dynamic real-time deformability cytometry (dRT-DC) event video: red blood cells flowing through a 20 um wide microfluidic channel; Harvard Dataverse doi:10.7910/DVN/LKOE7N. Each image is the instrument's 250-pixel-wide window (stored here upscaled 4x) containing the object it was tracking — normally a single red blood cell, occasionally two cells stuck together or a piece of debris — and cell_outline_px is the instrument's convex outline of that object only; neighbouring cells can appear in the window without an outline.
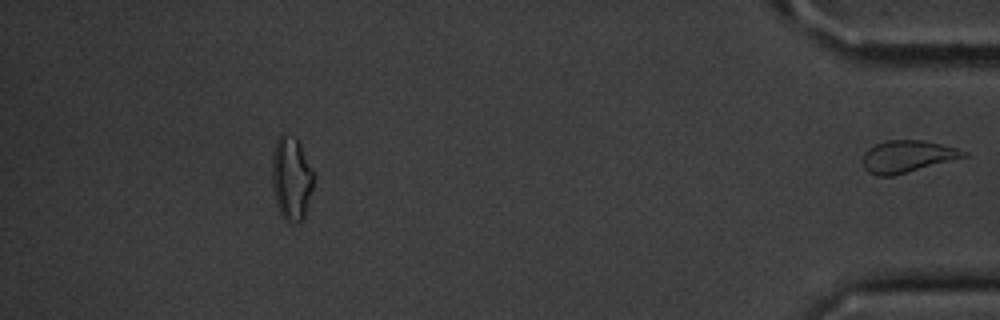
{"species": "common noctule bat (a hibernating species)", "species_latin": "Nyctalus noctula", "temperature_condition": "cold", "stored_images_in_passage": 50, "segment_of_instrument_passage": [2, 2], "camera_frame_rate_fps": 3000, "um_per_image_px": 0.085, "animal": {"sex": "male", "body_mass_g": 20.1, "forearm_length_mm": 53.5}, "frame": {"image": 1, "passage_image": 50, "time_ms": 16.333, "image_size_px": [1000, 320], "cell_outline_px": [[968, 156], [892, 176], [876, 176], [868, 172], [864, 168], [864, 152], [868, 148], [876, 144], [888, 140], [920, 140], [940, 144], [956, 148], [968, 152]], "centroid_in_image_um": [77.11, 13.3], "position_along_channel_um": 358.1, "area_um2": 18.61}}